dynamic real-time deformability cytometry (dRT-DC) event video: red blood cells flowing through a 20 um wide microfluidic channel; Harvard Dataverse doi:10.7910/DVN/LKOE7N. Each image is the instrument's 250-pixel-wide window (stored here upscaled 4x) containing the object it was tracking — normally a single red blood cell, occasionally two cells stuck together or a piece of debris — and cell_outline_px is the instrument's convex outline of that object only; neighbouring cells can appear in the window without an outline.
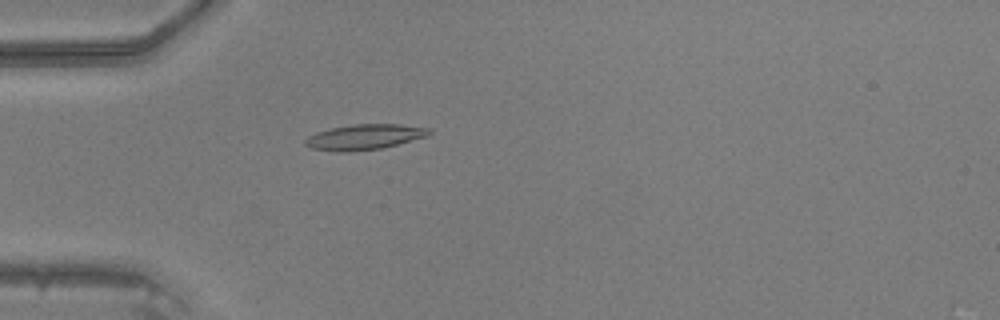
{"species": "common noctule bat (a hibernating species)", "species_latin": "Nyctalus noctula", "temperature_condition": "warm", "stored_images_in_passage": 41, "camera_frame_rate_fps": 3000, "um_per_image_px": 0.085, "animal": {"sex": "male", "body_mass_g": 20.5, "forearm_length_mm": 52.5}, "frame": {"image": 1, "passage_image": 8, "time_ms": 2.333, "image_size_px": [1000, 320], "cell_outline_px": [[432, 132], [428, 136], [380, 148], [348, 152], [340, 152], [312, 148], [304, 144], [304, 140], [308, 136], [316, 132], [332, 128], [352, 124], [400, 124], [432, 128]], "centroid_in_image_um": [30.99, 11.63], "position_along_channel_um": 54.0, "area_um2": 18.26}}
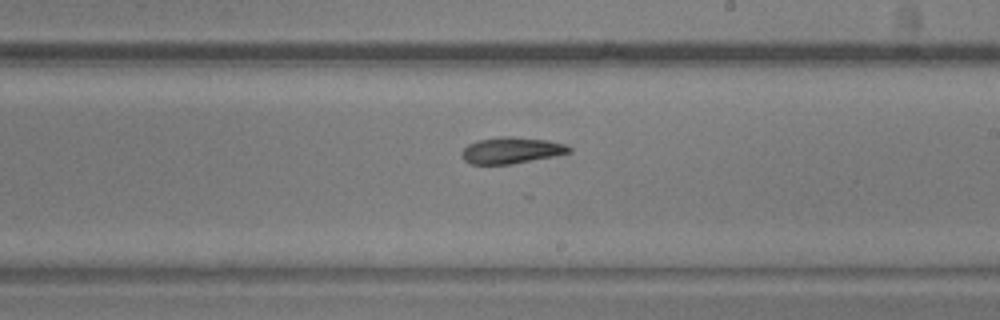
{"frame": {"image": 2, "passage_image": 22, "time_ms": 7.0, "image_size_px": [1000, 320], "cell_outline_px": [[572, 152], [512, 164], [468, 164], [460, 156], [460, 152], [468, 144], [476, 140], [500, 136], [512, 136], [548, 140], [564, 144], [572, 148]], "centroid_in_image_um": [43.41, 12.77], "position_along_channel_um": 245.6, "area_um2": 16.65}}
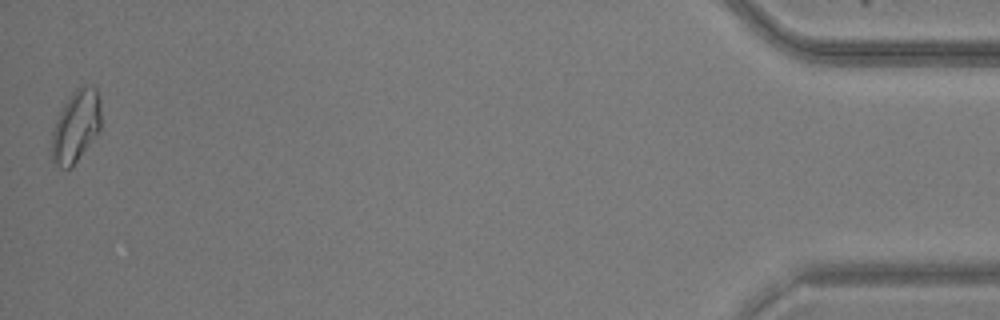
{"frame": {"image": 3, "passage_image": 41, "time_ms": 13.333, "image_size_px": [1000, 320], "cell_outline_px": [[100, 128], [72, 168], [60, 168], [52, 164], [52, 128], [68, 96], [80, 84], [92, 84], [96, 88], [100, 100]], "centroid_in_image_um": [6.44, 10.7], "position_along_channel_um": 428.8, "area_um2": 20.87}}